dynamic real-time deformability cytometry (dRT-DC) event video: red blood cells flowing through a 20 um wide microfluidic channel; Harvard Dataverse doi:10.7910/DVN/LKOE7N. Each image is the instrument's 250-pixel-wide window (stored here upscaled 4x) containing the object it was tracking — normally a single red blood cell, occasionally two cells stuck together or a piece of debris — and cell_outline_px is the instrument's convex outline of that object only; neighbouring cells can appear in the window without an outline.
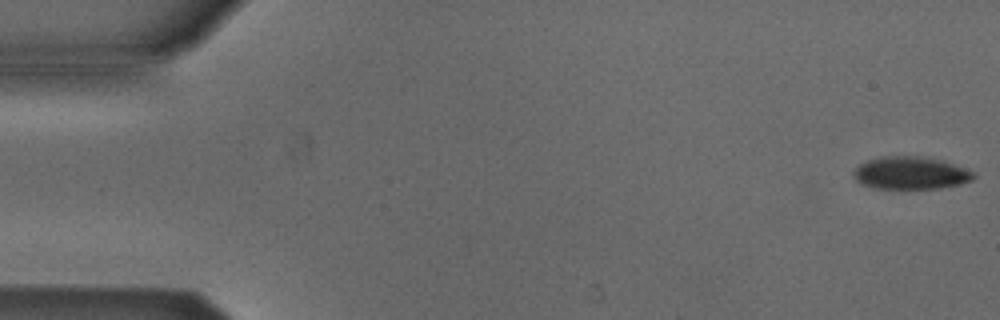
{"species": "Egyptian fruit bat (a non-hibernating species)", "species_latin": "Rousettus aegyptiacus", "temperature_condition": "cold", "stored_images_in_passage": 6, "camera_frame_rate_fps": 3000, "um_per_image_px": 0.085, "animal": {"sex": "male"}, "frame": {"image": 1, "passage_image": 1, "time_ms": 0.0, "image_size_px": [1000, 320], "cell_outline_px": [[976, 176], [972, 180], [960, 184], [940, 188], [872, 188], [860, 184], [852, 176], [852, 172], [860, 164], [868, 160], [880, 156], [920, 156], [940, 160], [952, 164], [972, 172]], "centroid_in_image_um": [77.34, 14.71], "position_along_channel_um": 7.7, "area_um2": 22.66}}